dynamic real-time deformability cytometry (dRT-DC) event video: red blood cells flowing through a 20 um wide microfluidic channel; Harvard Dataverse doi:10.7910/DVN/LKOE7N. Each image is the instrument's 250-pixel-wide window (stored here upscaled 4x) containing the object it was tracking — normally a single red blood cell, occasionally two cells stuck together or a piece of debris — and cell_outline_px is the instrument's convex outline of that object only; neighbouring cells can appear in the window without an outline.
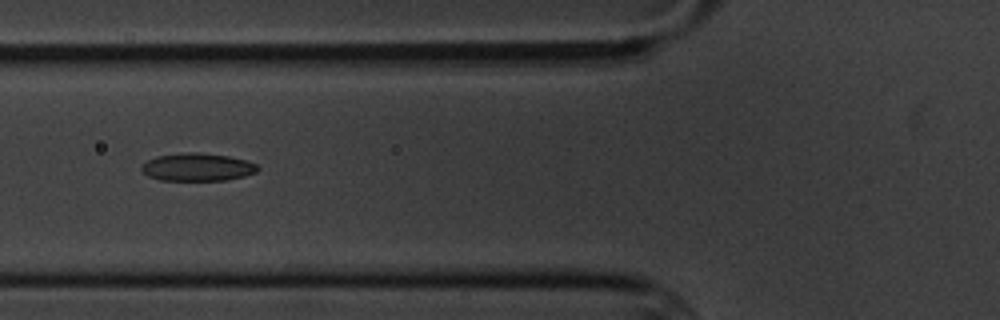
{"species": "common noctule bat (a hibernating species)", "species_latin": "Nyctalus noctula", "temperature_condition": "cold", "stored_images_in_passage": 11, "camera_frame_rate_fps": 3000, "um_per_image_px": 0.085, "animal": {"sex": "male", "body_mass_g": 20.1, "forearm_length_mm": 53.5}, "frame": {"image": 1, "passage_image": 2, "time_ms": 1.333, "image_size_px": [1000, 320], "cell_outline_px": [[260, 168], [256, 172], [244, 176], [224, 180], [160, 180], [148, 176], [140, 168], [148, 160], [156, 156], [184, 152], [200, 152], [228, 156], [248, 160], [256, 164]], "centroid_in_image_um": [16.8, 14.19], "position_along_channel_um": 109.0, "area_um2": 18.84}}
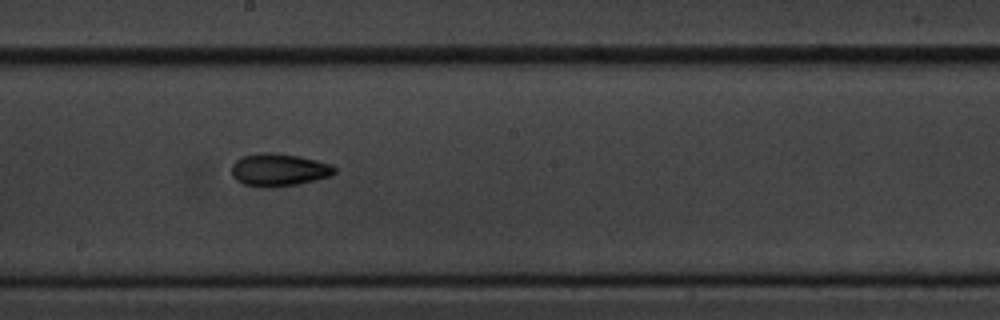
{"frame": {"image": 2, "passage_image": 5, "time_ms": 4.667, "image_size_px": [1000, 320], "cell_outline_px": [[336, 172], [332, 176], [300, 184], [272, 188], [260, 188], [244, 184], [236, 180], [232, 176], [232, 164], [240, 156], [256, 152], [272, 152], [300, 156], [332, 164], [336, 168]], "centroid_in_image_um": [23.7, 14.44], "position_along_channel_um": 224.5, "area_um2": 20.17}}
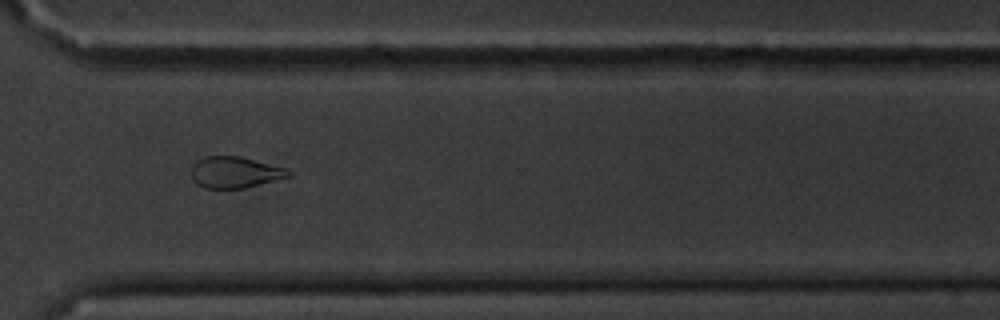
{"frame": {"image": 3, "passage_image": 8, "time_ms": 8.333, "image_size_px": [1000, 320], "cell_outline_px": [[292, 176], [244, 188], [204, 188], [196, 184], [192, 180], [192, 164], [196, 160], [204, 156], [240, 156], [284, 168], [292, 172]], "centroid_in_image_um": [19.93, 14.64], "position_along_channel_um": 350.7, "area_um2": 17.74}, "authors_computed_cell_mechanics": {"area_um2": 19.3052, "velocity_mm_per_s": 3.4472, "shape_relaxation_time_tau1_ms": 2.0402, "shape_relaxation_time_tau2_ms": 9.8946, "deformation_change_tau1": 0.0756, "deformation_change_tau2": 0.1801}}